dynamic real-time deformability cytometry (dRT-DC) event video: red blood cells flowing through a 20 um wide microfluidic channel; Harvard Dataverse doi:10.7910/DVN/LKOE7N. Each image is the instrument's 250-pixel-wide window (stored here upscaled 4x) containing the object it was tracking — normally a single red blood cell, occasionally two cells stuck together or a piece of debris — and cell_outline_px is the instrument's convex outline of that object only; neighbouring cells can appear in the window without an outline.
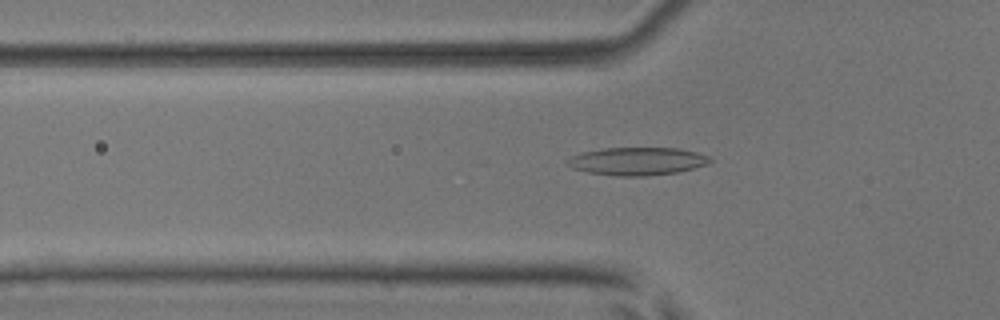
{"species": "common noctule bat (a hibernating species)", "species_latin": "Nyctalus noctula", "temperature_condition": "room temperature", "stored_images_in_passage": 23, "camera_frame_rate_fps": 3000, "um_per_image_px": 0.085, "animal": {"sex": "male", "body_mass_g": 17.9, "forearm_length_mm": 54.2}, "frame": {"image": 1, "passage_image": 14, "time_ms": 4.333, "image_size_px": [1000, 320], "cell_outline_px": [[712, 160], [708, 164], [676, 172], [644, 176], [616, 176], [588, 172], [572, 168], [568, 164], [568, 160], [572, 156], [580, 152], [600, 148], [676, 148], [696, 152], [708, 156]], "centroid_in_image_um": [54.14, 13.7], "position_along_channel_um": 71.7, "area_um2": 23.0}}